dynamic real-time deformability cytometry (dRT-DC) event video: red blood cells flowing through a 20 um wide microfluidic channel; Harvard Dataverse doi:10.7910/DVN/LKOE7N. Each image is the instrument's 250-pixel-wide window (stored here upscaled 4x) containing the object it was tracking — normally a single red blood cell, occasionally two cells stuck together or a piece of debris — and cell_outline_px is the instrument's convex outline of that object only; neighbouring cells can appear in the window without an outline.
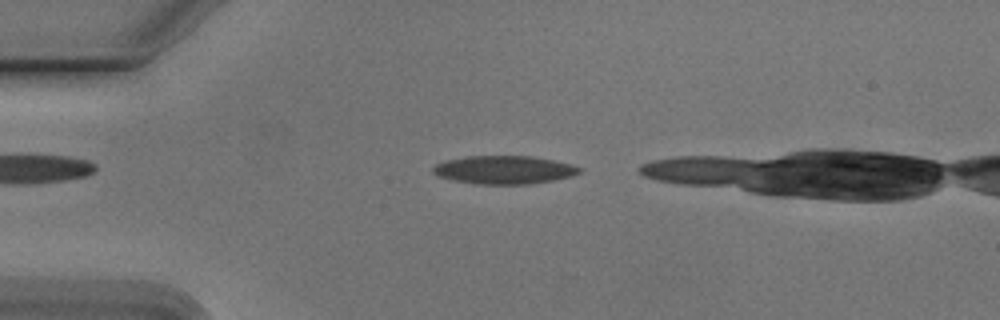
{"species": "Egyptian fruit bat (a non-hibernating species)", "species_latin": "Rousettus aegyptiacus", "temperature_condition": "cold", "stored_images_in_passage": 34, "camera_frame_rate_fps": 3000, "um_per_image_px": 0.085, "animal": {"sex": "male"}, "frame": {"image": 1, "passage_image": 3, "time_ms": 0.667, "image_size_px": [1000, 320], "cell_outline_px": [[584, 168], [580, 172], [572, 176], [552, 180], [528, 184], [472, 184], [452, 180], [436, 176], [432, 172], [432, 168], [436, 164], [444, 160], [468, 156], [532, 156], [556, 160], [572, 164]], "centroid_in_image_um": [42.84, 14.43], "position_along_channel_um": 42.2, "area_um2": 24.39}}
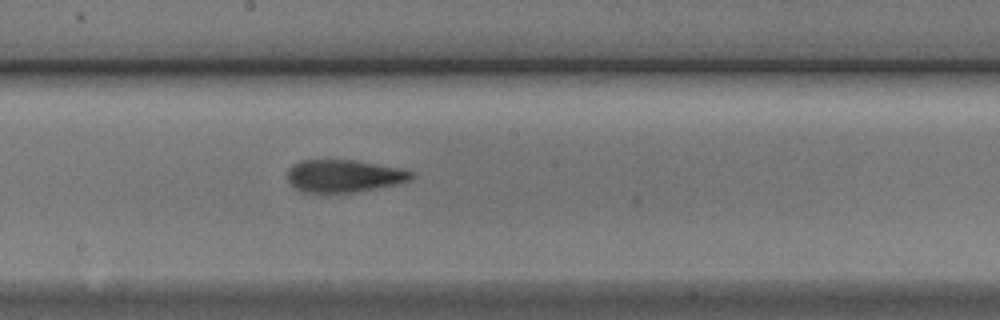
{"frame": {"image": 2, "passage_image": 19, "time_ms": 6.0, "image_size_px": [1000, 320], "cell_outline_px": [[412, 176], [408, 180], [396, 184], [376, 188], [352, 192], [304, 192], [296, 188], [288, 180], [288, 168], [292, 164], [300, 160], [356, 160], [400, 168], [412, 172]], "centroid_in_image_um": [29.19, 14.94], "position_along_channel_um": 219.0, "area_um2": 23.18}}
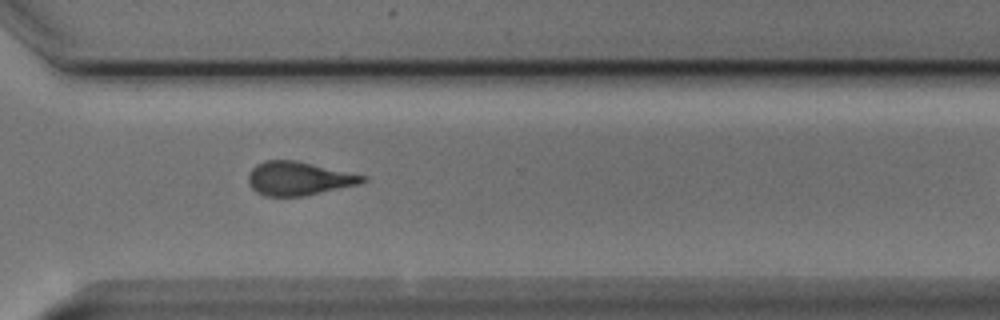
{"frame": {"image": 3, "passage_image": 29, "time_ms": 9.333, "image_size_px": [1000, 320], "cell_outline_px": [[368, 180], [360, 184], [304, 196], [264, 196], [256, 192], [248, 184], [248, 172], [256, 164], [264, 160], [296, 160], [368, 176]], "centroid_in_image_um": [25.38, 15.17], "position_along_channel_um": 345.2, "area_um2": 22.66}}